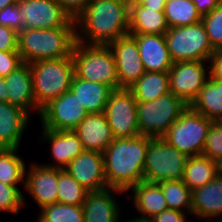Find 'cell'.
Segmentation results:
<instances>
[{
	"label": "cell",
	"mask_w": 222,
	"mask_h": 222,
	"mask_svg": "<svg viewBox=\"0 0 222 222\" xmlns=\"http://www.w3.org/2000/svg\"><path fill=\"white\" fill-rule=\"evenodd\" d=\"M25 195L18 186H10L0 182V212L18 215L26 204Z\"/></svg>",
	"instance_id": "35"
},
{
	"label": "cell",
	"mask_w": 222,
	"mask_h": 222,
	"mask_svg": "<svg viewBox=\"0 0 222 222\" xmlns=\"http://www.w3.org/2000/svg\"><path fill=\"white\" fill-rule=\"evenodd\" d=\"M19 148H0V182L25 187L26 164L22 156H18ZM18 184V185H17Z\"/></svg>",
	"instance_id": "30"
},
{
	"label": "cell",
	"mask_w": 222,
	"mask_h": 222,
	"mask_svg": "<svg viewBox=\"0 0 222 222\" xmlns=\"http://www.w3.org/2000/svg\"><path fill=\"white\" fill-rule=\"evenodd\" d=\"M42 142L50 144L51 158L55 163L42 164L64 170L68 164L84 151L82 142L74 130H51L42 128L39 137Z\"/></svg>",
	"instance_id": "18"
},
{
	"label": "cell",
	"mask_w": 222,
	"mask_h": 222,
	"mask_svg": "<svg viewBox=\"0 0 222 222\" xmlns=\"http://www.w3.org/2000/svg\"><path fill=\"white\" fill-rule=\"evenodd\" d=\"M142 4L147 8L165 9V0H128L129 7L132 5Z\"/></svg>",
	"instance_id": "45"
},
{
	"label": "cell",
	"mask_w": 222,
	"mask_h": 222,
	"mask_svg": "<svg viewBox=\"0 0 222 222\" xmlns=\"http://www.w3.org/2000/svg\"><path fill=\"white\" fill-rule=\"evenodd\" d=\"M20 16V9L17 3L9 5L0 10V25L11 28L19 33L21 31Z\"/></svg>",
	"instance_id": "38"
},
{
	"label": "cell",
	"mask_w": 222,
	"mask_h": 222,
	"mask_svg": "<svg viewBox=\"0 0 222 222\" xmlns=\"http://www.w3.org/2000/svg\"><path fill=\"white\" fill-rule=\"evenodd\" d=\"M21 14V31L66 27L72 20L55 0H17Z\"/></svg>",
	"instance_id": "13"
},
{
	"label": "cell",
	"mask_w": 222,
	"mask_h": 222,
	"mask_svg": "<svg viewBox=\"0 0 222 222\" xmlns=\"http://www.w3.org/2000/svg\"><path fill=\"white\" fill-rule=\"evenodd\" d=\"M189 107L214 122L222 121V81L210 76Z\"/></svg>",
	"instance_id": "27"
},
{
	"label": "cell",
	"mask_w": 222,
	"mask_h": 222,
	"mask_svg": "<svg viewBox=\"0 0 222 222\" xmlns=\"http://www.w3.org/2000/svg\"><path fill=\"white\" fill-rule=\"evenodd\" d=\"M164 12L169 29L192 25L202 19L192 0L167 1Z\"/></svg>",
	"instance_id": "31"
},
{
	"label": "cell",
	"mask_w": 222,
	"mask_h": 222,
	"mask_svg": "<svg viewBox=\"0 0 222 222\" xmlns=\"http://www.w3.org/2000/svg\"><path fill=\"white\" fill-rule=\"evenodd\" d=\"M207 61L174 62L169 70L170 91L188 106L210 77ZM208 69V70H207Z\"/></svg>",
	"instance_id": "11"
},
{
	"label": "cell",
	"mask_w": 222,
	"mask_h": 222,
	"mask_svg": "<svg viewBox=\"0 0 222 222\" xmlns=\"http://www.w3.org/2000/svg\"><path fill=\"white\" fill-rule=\"evenodd\" d=\"M8 86L6 85V80L4 78H0V101L8 102Z\"/></svg>",
	"instance_id": "46"
},
{
	"label": "cell",
	"mask_w": 222,
	"mask_h": 222,
	"mask_svg": "<svg viewBox=\"0 0 222 222\" xmlns=\"http://www.w3.org/2000/svg\"><path fill=\"white\" fill-rule=\"evenodd\" d=\"M203 155L222 166V121L211 124L206 137Z\"/></svg>",
	"instance_id": "37"
},
{
	"label": "cell",
	"mask_w": 222,
	"mask_h": 222,
	"mask_svg": "<svg viewBox=\"0 0 222 222\" xmlns=\"http://www.w3.org/2000/svg\"><path fill=\"white\" fill-rule=\"evenodd\" d=\"M84 150L104 153L114 140L105 113H88L74 129Z\"/></svg>",
	"instance_id": "21"
},
{
	"label": "cell",
	"mask_w": 222,
	"mask_h": 222,
	"mask_svg": "<svg viewBox=\"0 0 222 222\" xmlns=\"http://www.w3.org/2000/svg\"><path fill=\"white\" fill-rule=\"evenodd\" d=\"M187 107L188 105L172 92L149 102L137 101L140 134L151 138H162Z\"/></svg>",
	"instance_id": "6"
},
{
	"label": "cell",
	"mask_w": 222,
	"mask_h": 222,
	"mask_svg": "<svg viewBox=\"0 0 222 222\" xmlns=\"http://www.w3.org/2000/svg\"><path fill=\"white\" fill-rule=\"evenodd\" d=\"M192 215L197 220L222 218V171L208 184L192 190Z\"/></svg>",
	"instance_id": "23"
},
{
	"label": "cell",
	"mask_w": 222,
	"mask_h": 222,
	"mask_svg": "<svg viewBox=\"0 0 222 222\" xmlns=\"http://www.w3.org/2000/svg\"><path fill=\"white\" fill-rule=\"evenodd\" d=\"M137 42L140 60L145 71L169 72L173 61L168 52L165 35L130 34Z\"/></svg>",
	"instance_id": "19"
},
{
	"label": "cell",
	"mask_w": 222,
	"mask_h": 222,
	"mask_svg": "<svg viewBox=\"0 0 222 222\" xmlns=\"http://www.w3.org/2000/svg\"><path fill=\"white\" fill-rule=\"evenodd\" d=\"M87 114L84 105L68 90L45 105L39 119L45 129L74 130Z\"/></svg>",
	"instance_id": "12"
},
{
	"label": "cell",
	"mask_w": 222,
	"mask_h": 222,
	"mask_svg": "<svg viewBox=\"0 0 222 222\" xmlns=\"http://www.w3.org/2000/svg\"><path fill=\"white\" fill-rule=\"evenodd\" d=\"M4 79L8 86V102L21 108L30 116H33L31 114L35 111L39 117L41 109L37 106L33 95L30 64L23 63Z\"/></svg>",
	"instance_id": "20"
},
{
	"label": "cell",
	"mask_w": 222,
	"mask_h": 222,
	"mask_svg": "<svg viewBox=\"0 0 222 222\" xmlns=\"http://www.w3.org/2000/svg\"><path fill=\"white\" fill-rule=\"evenodd\" d=\"M158 184L163 191L168 209L192 215V191L182 179L162 181Z\"/></svg>",
	"instance_id": "32"
},
{
	"label": "cell",
	"mask_w": 222,
	"mask_h": 222,
	"mask_svg": "<svg viewBox=\"0 0 222 222\" xmlns=\"http://www.w3.org/2000/svg\"><path fill=\"white\" fill-rule=\"evenodd\" d=\"M0 51H18V33L0 25Z\"/></svg>",
	"instance_id": "40"
},
{
	"label": "cell",
	"mask_w": 222,
	"mask_h": 222,
	"mask_svg": "<svg viewBox=\"0 0 222 222\" xmlns=\"http://www.w3.org/2000/svg\"><path fill=\"white\" fill-rule=\"evenodd\" d=\"M201 16L211 13L222 0H192Z\"/></svg>",
	"instance_id": "44"
},
{
	"label": "cell",
	"mask_w": 222,
	"mask_h": 222,
	"mask_svg": "<svg viewBox=\"0 0 222 222\" xmlns=\"http://www.w3.org/2000/svg\"><path fill=\"white\" fill-rule=\"evenodd\" d=\"M222 166L207 156H189L182 181L192 190L200 188L215 179Z\"/></svg>",
	"instance_id": "28"
},
{
	"label": "cell",
	"mask_w": 222,
	"mask_h": 222,
	"mask_svg": "<svg viewBox=\"0 0 222 222\" xmlns=\"http://www.w3.org/2000/svg\"><path fill=\"white\" fill-rule=\"evenodd\" d=\"M129 191L131 192L129 198L133 201L131 202L132 207L136 208L137 213L140 214L134 216L135 220L147 222L153 216L168 209L163 191L158 183L142 181L132 186L126 194Z\"/></svg>",
	"instance_id": "24"
},
{
	"label": "cell",
	"mask_w": 222,
	"mask_h": 222,
	"mask_svg": "<svg viewBox=\"0 0 222 222\" xmlns=\"http://www.w3.org/2000/svg\"><path fill=\"white\" fill-rule=\"evenodd\" d=\"M64 170L89 192L108 188L100 152L84 150Z\"/></svg>",
	"instance_id": "16"
},
{
	"label": "cell",
	"mask_w": 222,
	"mask_h": 222,
	"mask_svg": "<svg viewBox=\"0 0 222 222\" xmlns=\"http://www.w3.org/2000/svg\"><path fill=\"white\" fill-rule=\"evenodd\" d=\"M168 52L173 62L207 61L214 54L202 21L170 28L165 34Z\"/></svg>",
	"instance_id": "7"
},
{
	"label": "cell",
	"mask_w": 222,
	"mask_h": 222,
	"mask_svg": "<svg viewBox=\"0 0 222 222\" xmlns=\"http://www.w3.org/2000/svg\"><path fill=\"white\" fill-rule=\"evenodd\" d=\"M36 222H84L82 205L54 203L40 209Z\"/></svg>",
	"instance_id": "33"
},
{
	"label": "cell",
	"mask_w": 222,
	"mask_h": 222,
	"mask_svg": "<svg viewBox=\"0 0 222 222\" xmlns=\"http://www.w3.org/2000/svg\"><path fill=\"white\" fill-rule=\"evenodd\" d=\"M59 169L31 163L25 170V191L41 209L57 203Z\"/></svg>",
	"instance_id": "15"
},
{
	"label": "cell",
	"mask_w": 222,
	"mask_h": 222,
	"mask_svg": "<svg viewBox=\"0 0 222 222\" xmlns=\"http://www.w3.org/2000/svg\"><path fill=\"white\" fill-rule=\"evenodd\" d=\"M151 137L114 138L103 153L104 175L108 187L127 192L144 181L146 152Z\"/></svg>",
	"instance_id": "2"
},
{
	"label": "cell",
	"mask_w": 222,
	"mask_h": 222,
	"mask_svg": "<svg viewBox=\"0 0 222 222\" xmlns=\"http://www.w3.org/2000/svg\"><path fill=\"white\" fill-rule=\"evenodd\" d=\"M70 90L88 113H103L113 89L105 84L73 77Z\"/></svg>",
	"instance_id": "26"
},
{
	"label": "cell",
	"mask_w": 222,
	"mask_h": 222,
	"mask_svg": "<svg viewBox=\"0 0 222 222\" xmlns=\"http://www.w3.org/2000/svg\"><path fill=\"white\" fill-rule=\"evenodd\" d=\"M75 22L76 41L109 45L129 34V5L121 0H90Z\"/></svg>",
	"instance_id": "1"
},
{
	"label": "cell",
	"mask_w": 222,
	"mask_h": 222,
	"mask_svg": "<svg viewBox=\"0 0 222 222\" xmlns=\"http://www.w3.org/2000/svg\"><path fill=\"white\" fill-rule=\"evenodd\" d=\"M17 0H0V10H2L3 8L12 5V4H16Z\"/></svg>",
	"instance_id": "47"
},
{
	"label": "cell",
	"mask_w": 222,
	"mask_h": 222,
	"mask_svg": "<svg viewBox=\"0 0 222 222\" xmlns=\"http://www.w3.org/2000/svg\"><path fill=\"white\" fill-rule=\"evenodd\" d=\"M136 101L149 102L171 92L168 72L146 71L137 82L128 88Z\"/></svg>",
	"instance_id": "29"
},
{
	"label": "cell",
	"mask_w": 222,
	"mask_h": 222,
	"mask_svg": "<svg viewBox=\"0 0 222 222\" xmlns=\"http://www.w3.org/2000/svg\"><path fill=\"white\" fill-rule=\"evenodd\" d=\"M31 116L21 108L0 101V148H20Z\"/></svg>",
	"instance_id": "22"
},
{
	"label": "cell",
	"mask_w": 222,
	"mask_h": 222,
	"mask_svg": "<svg viewBox=\"0 0 222 222\" xmlns=\"http://www.w3.org/2000/svg\"><path fill=\"white\" fill-rule=\"evenodd\" d=\"M188 156L169 145L163 138H152L144 165V181L160 183L181 180Z\"/></svg>",
	"instance_id": "9"
},
{
	"label": "cell",
	"mask_w": 222,
	"mask_h": 222,
	"mask_svg": "<svg viewBox=\"0 0 222 222\" xmlns=\"http://www.w3.org/2000/svg\"><path fill=\"white\" fill-rule=\"evenodd\" d=\"M209 41L215 51L222 50V2L201 19Z\"/></svg>",
	"instance_id": "36"
},
{
	"label": "cell",
	"mask_w": 222,
	"mask_h": 222,
	"mask_svg": "<svg viewBox=\"0 0 222 222\" xmlns=\"http://www.w3.org/2000/svg\"><path fill=\"white\" fill-rule=\"evenodd\" d=\"M23 64L18 51H0V76L2 78Z\"/></svg>",
	"instance_id": "39"
},
{
	"label": "cell",
	"mask_w": 222,
	"mask_h": 222,
	"mask_svg": "<svg viewBox=\"0 0 222 222\" xmlns=\"http://www.w3.org/2000/svg\"><path fill=\"white\" fill-rule=\"evenodd\" d=\"M215 222H222V218L215 220Z\"/></svg>",
	"instance_id": "50"
},
{
	"label": "cell",
	"mask_w": 222,
	"mask_h": 222,
	"mask_svg": "<svg viewBox=\"0 0 222 222\" xmlns=\"http://www.w3.org/2000/svg\"><path fill=\"white\" fill-rule=\"evenodd\" d=\"M104 113L114 138H133L141 135L137 118V101L129 89L113 90Z\"/></svg>",
	"instance_id": "10"
},
{
	"label": "cell",
	"mask_w": 222,
	"mask_h": 222,
	"mask_svg": "<svg viewBox=\"0 0 222 222\" xmlns=\"http://www.w3.org/2000/svg\"><path fill=\"white\" fill-rule=\"evenodd\" d=\"M165 9H152L142 4L129 7V34L165 35L169 27Z\"/></svg>",
	"instance_id": "25"
},
{
	"label": "cell",
	"mask_w": 222,
	"mask_h": 222,
	"mask_svg": "<svg viewBox=\"0 0 222 222\" xmlns=\"http://www.w3.org/2000/svg\"><path fill=\"white\" fill-rule=\"evenodd\" d=\"M75 74L84 80L118 90L119 80L112 50L108 45H89L76 41L72 50Z\"/></svg>",
	"instance_id": "5"
},
{
	"label": "cell",
	"mask_w": 222,
	"mask_h": 222,
	"mask_svg": "<svg viewBox=\"0 0 222 222\" xmlns=\"http://www.w3.org/2000/svg\"><path fill=\"white\" fill-rule=\"evenodd\" d=\"M57 191V203H64L68 205H82L89 193V191L71 177L66 170L62 169H59Z\"/></svg>",
	"instance_id": "34"
},
{
	"label": "cell",
	"mask_w": 222,
	"mask_h": 222,
	"mask_svg": "<svg viewBox=\"0 0 222 222\" xmlns=\"http://www.w3.org/2000/svg\"><path fill=\"white\" fill-rule=\"evenodd\" d=\"M210 76L214 80L222 81V50H217L209 60Z\"/></svg>",
	"instance_id": "43"
},
{
	"label": "cell",
	"mask_w": 222,
	"mask_h": 222,
	"mask_svg": "<svg viewBox=\"0 0 222 222\" xmlns=\"http://www.w3.org/2000/svg\"><path fill=\"white\" fill-rule=\"evenodd\" d=\"M30 68L33 95L40 109L70 90L75 75L72 57L32 62Z\"/></svg>",
	"instance_id": "4"
},
{
	"label": "cell",
	"mask_w": 222,
	"mask_h": 222,
	"mask_svg": "<svg viewBox=\"0 0 222 222\" xmlns=\"http://www.w3.org/2000/svg\"><path fill=\"white\" fill-rule=\"evenodd\" d=\"M76 43V22L52 29H23L18 33V52L23 63L72 57Z\"/></svg>",
	"instance_id": "3"
},
{
	"label": "cell",
	"mask_w": 222,
	"mask_h": 222,
	"mask_svg": "<svg viewBox=\"0 0 222 222\" xmlns=\"http://www.w3.org/2000/svg\"><path fill=\"white\" fill-rule=\"evenodd\" d=\"M124 193L126 192L110 187L89 192L82 204L84 222H120L122 207L120 208L115 196Z\"/></svg>",
	"instance_id": "17"
},
{
	"label": "cell",
	"mask_w": 222,
	"mask_h": 222,
	"mask_svg": "<svg viewBox=\"0 0 222 222\" xmlns=\"http://www.w3.org/2000/svg\"><path fill=\"white\" fill-rule=\"evenodd\" d=\"M113 52L119 88H129L146 72L139 56L136 39L128 34L109 45Z\"/></svg>",
	"instance_id": "14"
},
{
	"label": "cell",
	"mask_w": 222,
	"mask_h": 222,
	"mask_svg": "<svg viewBox=\"0 0 222 222\" xmlns=\"http://www.w3.org/2000/svg\"><path fill=\"white\" fill-rule=\"evenodd\" d=\"M213 122L188 106L162 138L188 157L203 155L206 137Z\"/></svg>",
	"instance_id": "8"
},
{
	"label": "cell",
	"mask_w": 222,
	"mask_h": 222,
	"mask_svg": "<svg viewBox=\"0 0 222 222\" xmlns=\"http://www.w3.org/2000/svg\"><path fill=\"white\" fill-rule=\"evenodd\" d=\"M188 216V213H183L173 209H166L160 214L153 216L147 222H186V220L188 221L190 218Z\"/></svg>",
	"instance_id": "41"
},
{
	"label": "cell",
	"mask_w": 222,
	"mask_h": 222,
	"mask_svg": "<svg viewBox=\"0 0 222 222\" xmlns=\"http://www.w3.org/2000/svg\"><path fill=\"white\" fill-rule=\"evenodd\" d=\"M127 218L128 219H126V220H121L120 222H143V221H139V220H135V219H133V217L130 219L128 216H127Z\"/></svg>",
	"instance_id": "48"
},
{
	"label": "cell",
	"mask_w": 222,
	"mask_h": 222,
	"mask_svg": "<svg viewBox=\"0 0 222 222\" xmlns=\"http://www.w3.org/2000/svg\"><path fill=\"white\" fill-rule=\"evenodd\" d=\"M73 19L87 6L90 0H55Z\"/></svg>",
	"instance_id": "42"
},
{
	"label": "cell",
	"mask_w": 222,
	"mask_h": 222,
	"mask_svg": "<svg viewBox=\"0 0 222 222\" xmlns=\"http://www.w3.org/2000/svg\"><path fill=\"white\" fill-rule=\"evenodd\" d=\"M198 222V221H197ZM199 222H215L214 220L213 221H209V220H200Z\"/></svg>",
	"instance_id": "49"
}]
</instances>
